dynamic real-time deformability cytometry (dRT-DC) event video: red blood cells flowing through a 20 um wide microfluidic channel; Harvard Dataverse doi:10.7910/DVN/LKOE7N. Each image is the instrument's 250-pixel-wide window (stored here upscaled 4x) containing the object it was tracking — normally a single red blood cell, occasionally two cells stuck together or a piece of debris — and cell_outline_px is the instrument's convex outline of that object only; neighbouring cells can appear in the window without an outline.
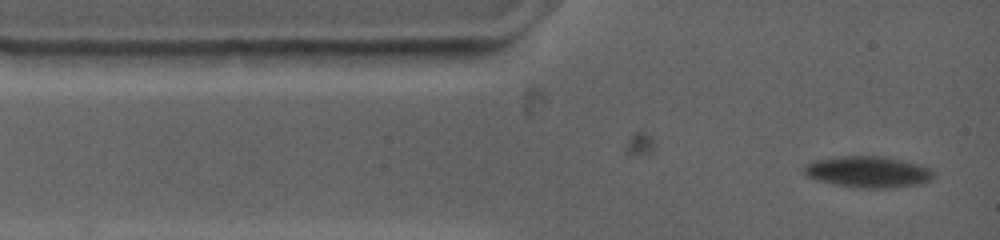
{"species": "common noctule bat (a hibernating species)", "species_latin": "Nyctalus noctula", "temperature_condition": "warm", "stored_images_in_passage": 2, "camera_frame_rate_fps": 4500, "um_per_image_px": 0.085, "animal": {"sex": "female", "body_mass_g": 19.0, "forearm_length_mm": 53.3}, "frame": {"image": 1, "passage_image": 2, "time_ms": 1.111, "image_size_px": [1000, 240], "cell_outline_px": [[932, 180], [924, 184], [892, 188], [852, 188], [832, 184], [816, 180], [808, 176], [804, 172], [804, 168], [808, 164], [816, 160], [844, 156], [872, 156], [900, 160], [928, 168], [932, 172]], "centroid_in_image_um": [73.77, 14.65], "position_along_channel_um": 11.2, "area_um2": 23.35}}